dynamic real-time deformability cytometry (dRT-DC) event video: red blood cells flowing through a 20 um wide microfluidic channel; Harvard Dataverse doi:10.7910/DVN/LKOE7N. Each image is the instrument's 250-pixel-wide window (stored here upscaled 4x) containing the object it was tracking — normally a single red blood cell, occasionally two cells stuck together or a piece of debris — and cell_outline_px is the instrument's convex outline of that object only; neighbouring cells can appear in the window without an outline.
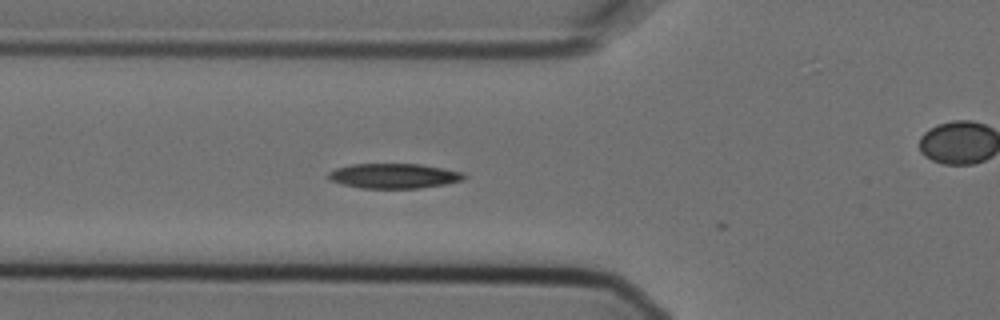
{"species": "Egyptian fruit bat (a non-hibernating species)", "species_latin": "Rousettus aegyptiacus", "temperature_condition": "cold", "stored_images_in_passage": 6, "segment_of_instrument_passage": [1, 2], "camera_frame_rate_fps": 3000, "um_per_image_px": 0.085, "animal": {"sex": "female"}, "frame": {"image": 1, "passage_image": 5, "time_ms": 1.333, "image_size_px": [1000, 320], "cell_outline_px": [[468, 176], [464, 180], [444, 184], [420, 188], [360, 188], [328, 180], [328, 172], [336, 168], [352, 164], [420, 164], [464, 172]], "centroid_in_image_um": [33.5, 14.95], "position_along_channel_um": 92.3, "area_um2": 19.71}}